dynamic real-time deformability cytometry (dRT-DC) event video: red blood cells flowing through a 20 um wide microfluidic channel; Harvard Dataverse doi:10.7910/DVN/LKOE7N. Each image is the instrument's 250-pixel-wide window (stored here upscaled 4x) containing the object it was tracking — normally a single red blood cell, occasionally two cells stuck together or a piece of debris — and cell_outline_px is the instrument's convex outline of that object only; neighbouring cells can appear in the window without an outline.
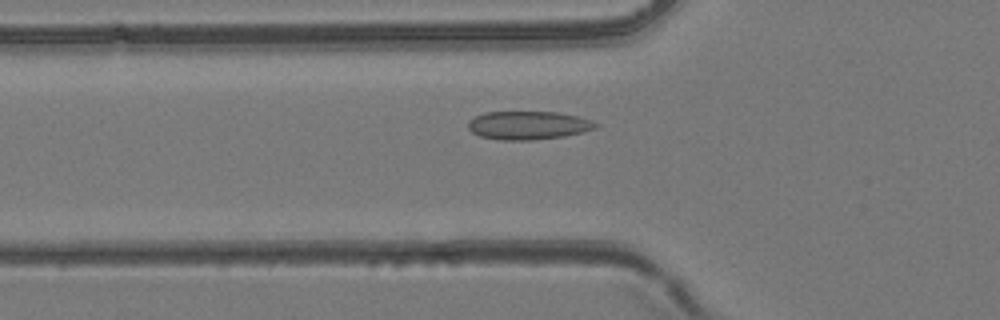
{"species": "common noctule bat (a hibernating species)", "species_latin": "Nyctalus noctula", "temperature_condition": "room temperature", "stored_images_in_passage": 43, "camera_frame_rate_fps": 3000, "um_per_image_px": 0.085, "animal": {"sex": "female", "body_mass_g": 24.6, "forearm_length_mm": 56.2}, "frame": {"image": 1, "passage_image": 14, "time_ms": 4.333, "image_size_px": [1000, 320], "cell_outline_px": [[600, 124], [596, 128], [584, 132], [564, 136], [532, 140], [500, 140], [480, 136], [472, 132], [468, 128], [468, 120], [484, 112], [556, 112], [576, 116], [592, 120]], "centroid_in_image_um": [44.91, 10.65], "position_along_channel_um": 80.9, "area_um2": 21.15}}
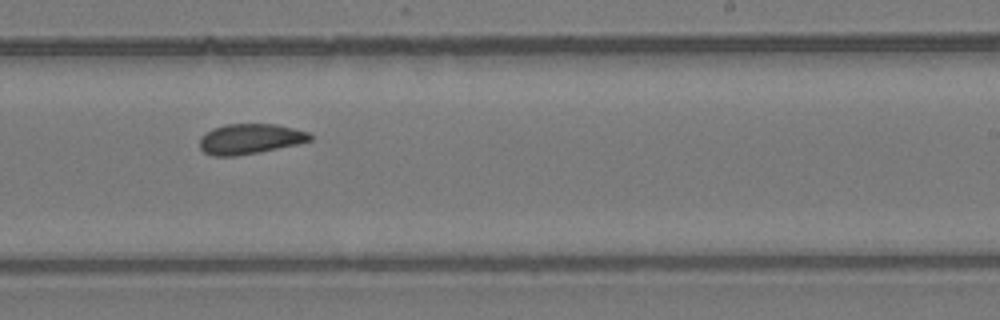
{"frame": {"image": 2, "passage_image": 27, "time_ms": 8.667, "image_size_px": [1000, 320], "cell_outline_px": [[312, 140], [296, 144], [260, 152], [236, 156], [212, 156], [204, 152], [200, 148], [200, 136], [212, 128], [228, 124], [276, 124], [308, 132], [312, 136]], "centroid_in_image_um": [21.22, 11.81], "position_along_channel_um": 267.8, "area_um2": 19.42}}
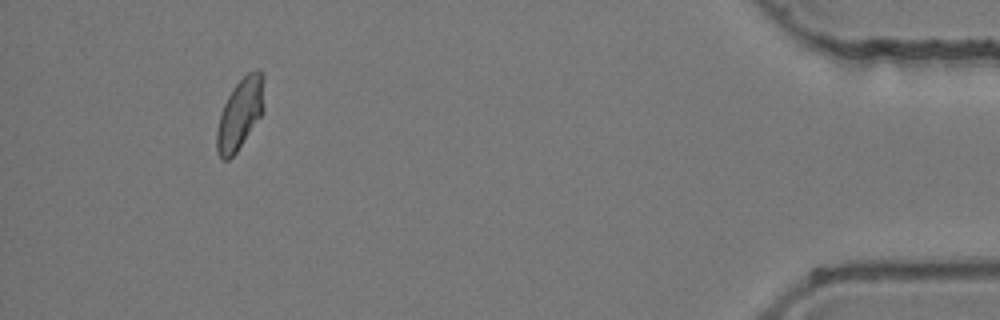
{"frame": {"image": 3, "passage_image": 42, "time_ms": 13.667, "image_size_px": [1000, 320], "cell_outline_px": [[264, 112], [236, 152], [228, 160], [220, 160], [216, 152], [216, 132], [220, 116], [224, 104], [228, 96], [236, 84], [248, 72], [264, 72]], "centroid_in_image_um": [20.41, 9.7], "position_along_channel_um": 414.8, "area_um2": 19.54}}